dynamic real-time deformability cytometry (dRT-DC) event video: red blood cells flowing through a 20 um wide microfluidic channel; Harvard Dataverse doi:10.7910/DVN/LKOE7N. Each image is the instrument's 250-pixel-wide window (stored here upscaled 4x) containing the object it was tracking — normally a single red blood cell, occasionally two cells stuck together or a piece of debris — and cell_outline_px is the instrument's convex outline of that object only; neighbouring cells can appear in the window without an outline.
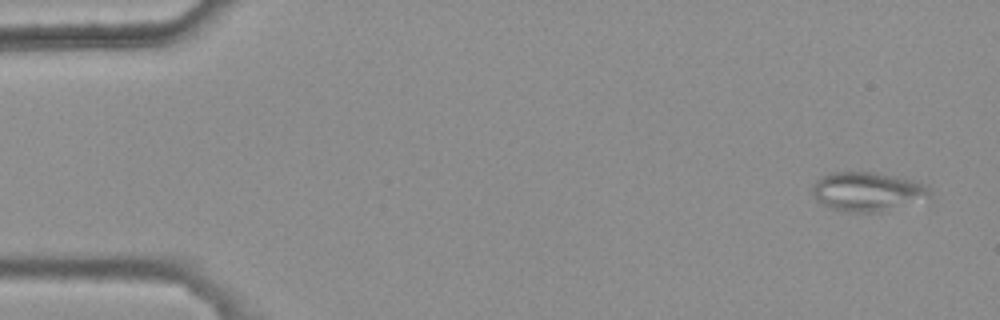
{"species": "common noctule bat (a hibernating species)", "species_latin": "Nyctalus noctula", "temperature_condition": "warm", "stored_images_in_passage": 4, "camera_frame_rate_fps": 3000, "um_per_image_px": 0.085, "animal": {"sex": "female", "body_mass_g": 25.1}, "frame": {"image": 1, "passage_image": 1, "time_ms": 0.0, "image_size_px": [1000, 320], "cell_outline_px": [[932, 196], [880, 212], [844, 212], [832, 208], [816, 200], [812, 192], [812, 184], [820, 176], [832, 172], [876, 172], [896, 176], [928, 184], [932, 188]], "centroid_in_image_um": [73.73, 16.27], "position_along_channel_um": 11.3, "area_um2": 26.93}}
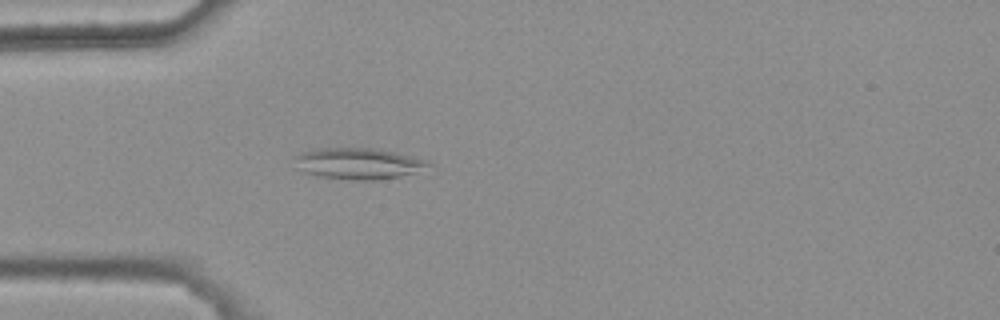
{"frame": {"image": 2, "passage_image": 4, "time_ms": 1.0, "image_size_px": [1000, 320], "cell_outline_px": [[432, 164], [416, 172], [400, 176], [372, 180], [356, 180], [320, 176], [304, 172], [300, 168], [296, 156], [304, 152], [320, 148], [368, 148], [392, 152], [428, 160]], "centroid_in_image_um": [30.5, 13.9], "position_along_channel_um": 54.5, "area_um2": 23.52}}